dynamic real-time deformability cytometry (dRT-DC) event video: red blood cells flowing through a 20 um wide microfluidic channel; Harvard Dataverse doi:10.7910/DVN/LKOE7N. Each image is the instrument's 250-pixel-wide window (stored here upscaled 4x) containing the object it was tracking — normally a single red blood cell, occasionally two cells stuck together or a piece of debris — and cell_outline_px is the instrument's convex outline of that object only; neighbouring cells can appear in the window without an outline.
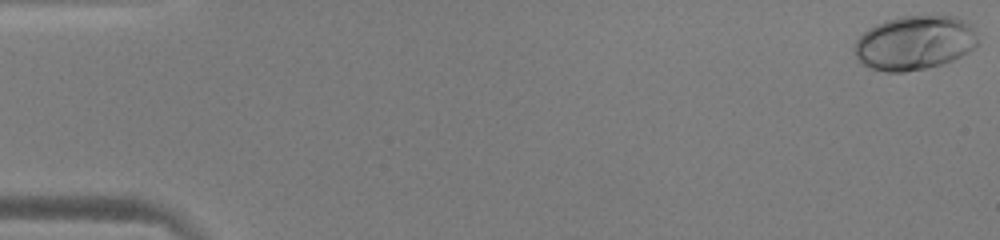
{"species": "human", "species_latin": "Homo sapiens", "temperature_condition": "warm", "stored_images_in_passage": 53, "camera_frame_rate_fps": 3000, "um_per_image_px": 0.085, "donor": {"sex": "male"}, "frame": {"image": 1, "passage_image": 1, "time_ms": 0.0, "image_size_px": [1000, 240], "cell_outline_px": [[976, 44], [968, 52], [944, 64], [928, 68], [904, 72], [884, 72], [872, 68], [856, 60], [852, 52], [852, 48], [856, 40], [868, 28], [884, 20], [900, 16], [956, 16], [972, 24], [976, 36]], "centroid_in_image_um": [77.69, 3.64], "position_along_channel_um": 7.3, "area_um2": 39.36}}
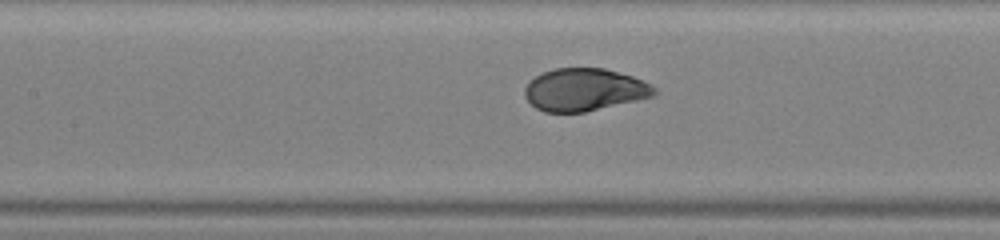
{"frame": {"image": 2, "passage_image": 25, "time_ms": 8.0, "image_size_px": [1000, 240], "cell_outline_px": [[656, 92], [652, 96], [636, 100], [584, 112], [544, 112], [536, 108], [524, 96], [524, 88], [536, 76], [552, 68], [604, 68], [632, 76], [644, 80], [652, 84], [656, 88]], "centroid_in_image_um": [49.67, 7.62], "position_along_channel_um": 157.7, "area_um2": 31.91}}
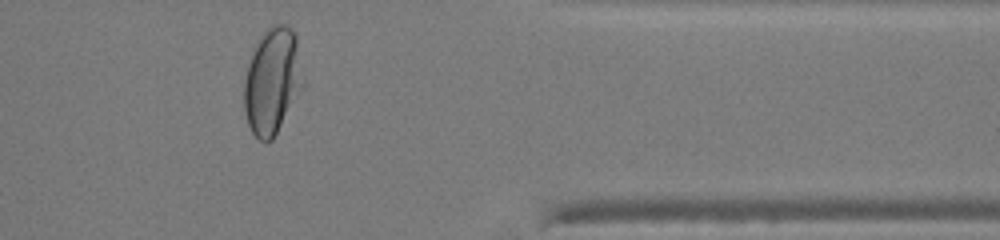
{"frame": {"image": 3, "passage_image": 44, "time_ms": 14.333, "image_size_px": [1000, 240], "cell_outline_px": [[304, 88], [272, 140], [264, 144], [252, 132], [248, 124], [244, 112], [244, 80], [248, 64], [252, 52], [260, 36], [268, 28], [276, 24], [288, 24], [296, 32], [304, 84]], "centroid_in_image_um": [23.16, 6.89], "position_along_channel_um": 388.2, "area_um2": 36.93}, "authors_computed_cell_mechanics": {"area_um2": 34.2176, "velocity_mm_per_s": 3.9123, "shape_relaxation_time_tau1_ms": 3.1398, "shape_relaxation_time_tau2_ms": null, "deformation_change_tau1": 0.1971, "deformation_change_tau2": null}}